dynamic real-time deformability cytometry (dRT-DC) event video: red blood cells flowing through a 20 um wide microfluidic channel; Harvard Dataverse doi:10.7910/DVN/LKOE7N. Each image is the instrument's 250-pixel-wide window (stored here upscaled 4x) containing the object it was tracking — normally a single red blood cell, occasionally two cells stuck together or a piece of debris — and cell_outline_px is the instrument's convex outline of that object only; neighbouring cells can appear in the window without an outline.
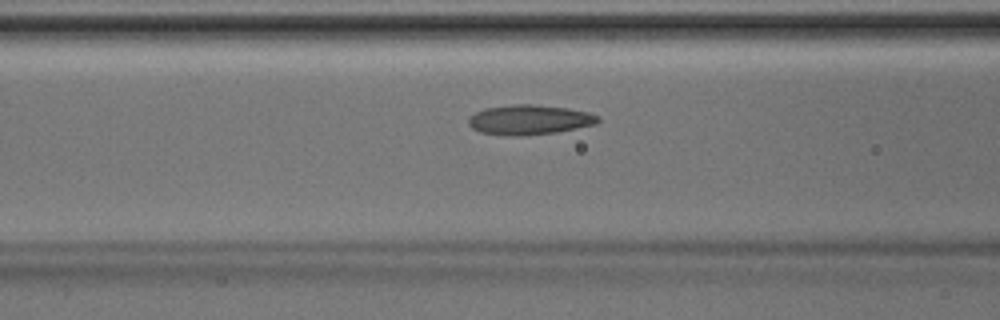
{"species": "Egyptian fruit bat (a non-hibernating species)", "species_latin": "Rousettus aegyptiacus", "temperature_condition": "room temperature", "stored_images_in_passage": 45, "camera_frame_rate_fps": 3000, "um_per_image_px": 0.085, "animal": {"sex": "male"}, "frame": {"image": 1, "passage_image": 17, "time_ms": 5.333, "image_size_px": [1000, 320], "cell_outline_px": [[600, 120], [596, 124], [556, 132], [520, 136], [512, 136], [480, 132], [472, 128], [468, 124], [468, 116], [484, 108], [512, 104], [532, 104], [568, 108], [588, 112], [600, 116]], "centroid_in_image_um": [44.98, 10.17], "position_along_channel_um": 121.6, "area_um2": 22.6}}
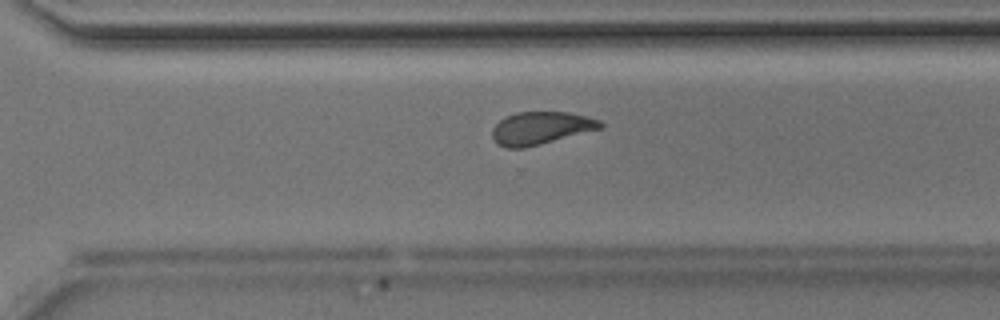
{"frame": {"image": 2, "passage_image": 31, "time_ms": 10.0, "image_size_px": [1000, 320], "cell_outline_px": [[604, 128], [524, 148], [504, 148], [496, 144], [492, 136], [492, 128], [500, 120], [516, 112], [568, 112], [588, 116], [600, 120], [604, 124]], "centroid_in_image_um": [45.99, 10.89], "position_along_channel_um": 324.6, "area_um2": 20.75}}
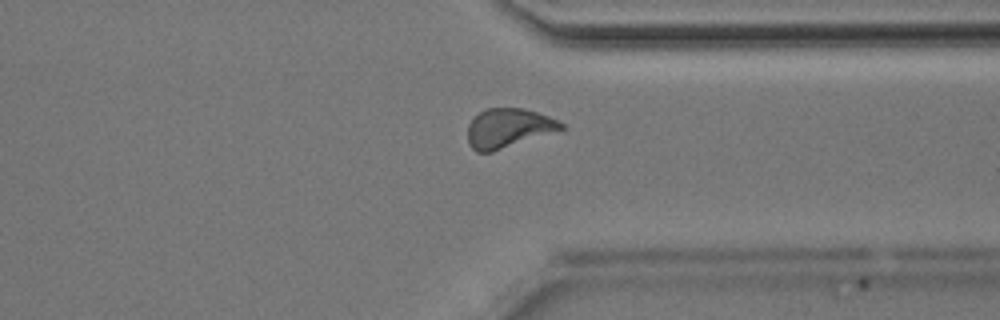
{"frame": {"image": 3, "passage_image": 34, "time_ms": 11.0, "image_size_px": [1000, 320], "cell_outline_px": [[564, 128], [492, 152], [476, 152], [468, 144], [468, 124], [480, 112], [488, 108], [524, 108], [548, 116], [564, 124]], "centroid_in_image_um": [43.17, 10.89], "position_along_channel_um": 368.2, "area_um2": 20.98}}